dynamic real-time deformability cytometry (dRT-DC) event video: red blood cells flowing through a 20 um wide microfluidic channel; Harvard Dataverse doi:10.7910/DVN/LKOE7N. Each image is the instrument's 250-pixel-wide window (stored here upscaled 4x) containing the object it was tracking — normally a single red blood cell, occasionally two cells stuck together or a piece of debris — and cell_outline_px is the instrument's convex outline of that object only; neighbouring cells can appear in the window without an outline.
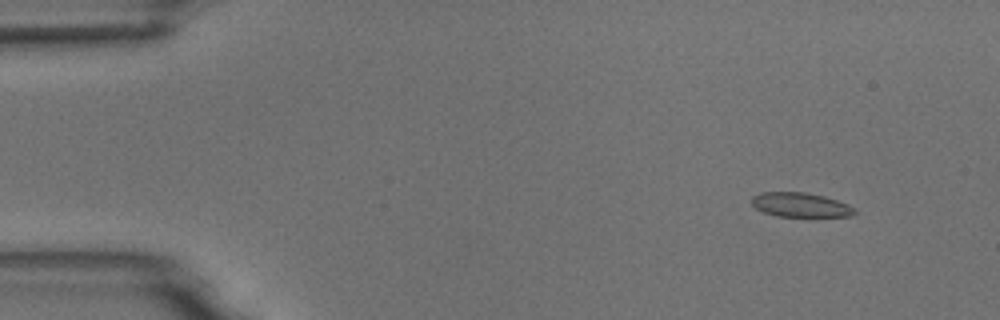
{"species": "common noctule bat (a hibernating species)", "species_latin": "Nyctalus noctula", "temperature_condition": "room temperature", "stored_images_in_passage": 5, "camera_frame_rate_fps": 3000, "um_per_image_px": 0.085, "animal": {"sex": "male", "body_mass_g": 18.8}, "frame": {"image": 1, "passage_image": 2, "time_ms": 1.0, "image_size_px": [1000, 320], "cell_outline_px": [[856, 212], [852, 216], [776, 216], [764, 212], [756, 208], [752, 204], [752, 196], [760, 192], [804, 192], [824, 196], [848, 204], [856, 208]], "centroid_in_image_um": [68.04, 17.41], "position_along_channel_um": 17.0, "area_um2": 14.57}}
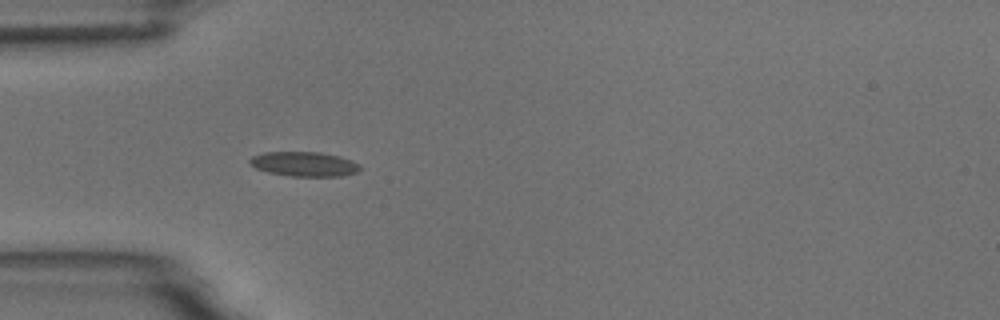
{"frame": {"image": 2, "passage_image": 5, "time_ms": 4.667, "image_size_px": [1000, 320], "cell_outline_px": [[364, 168], [356, 172], [344, 176], [292, 176], [268, 172], [256, 168], [248, 164], [248, 160], [252, 156], [264, 152], [320, 152], [340, 156], [352, 160], [360, 164]], "centroid_in_image_um": [25.88, 13.94], "position_along_channel_um": 59.1, "area_um2": 16.01}}